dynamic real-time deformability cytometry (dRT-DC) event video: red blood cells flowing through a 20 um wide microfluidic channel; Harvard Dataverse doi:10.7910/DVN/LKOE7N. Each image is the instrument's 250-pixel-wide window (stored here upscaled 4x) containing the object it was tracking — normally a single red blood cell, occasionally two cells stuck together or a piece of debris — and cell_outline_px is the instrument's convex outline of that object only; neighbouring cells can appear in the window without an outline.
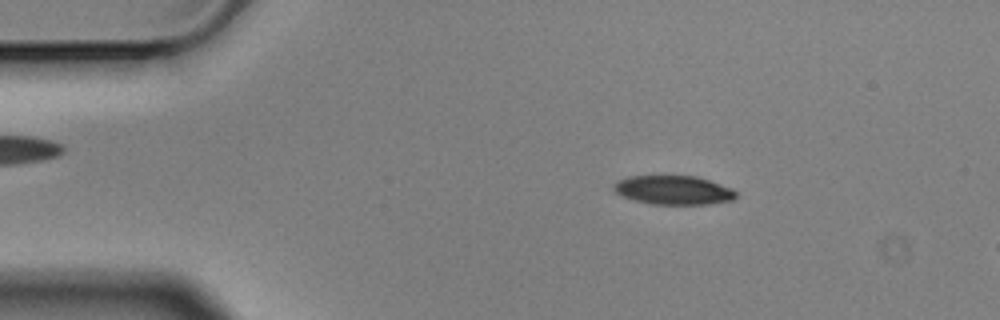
{"species": "Egyptian fruit bat (a non-hibernating species)", "species_latin": "Rousettus aegyptiacus", "temperature_condition": "cold", "stored_images_in_passage": 4, "camera_frame_rate_fps": 3000, "um_per_image_px": 0.085, "animal": {"sex": "male"}, "frame": {"image": 1, "passage_image": 2, "time_ms": 0.333, "image_size_px": [1000, 320], "cell_outline_px": [[736, 196], [732, 200], [708, 204], [652, 204], [636, 200], [624, 196], [616, 192], [612, 188], [612, 184], [616, 180], [628, 176], [696, 176], [732, 188], [736, 192]], "centroid_in_image_um": [57.22, 16.15], "position_along_channel_um": 27.8, "area_um2": 20.52}}
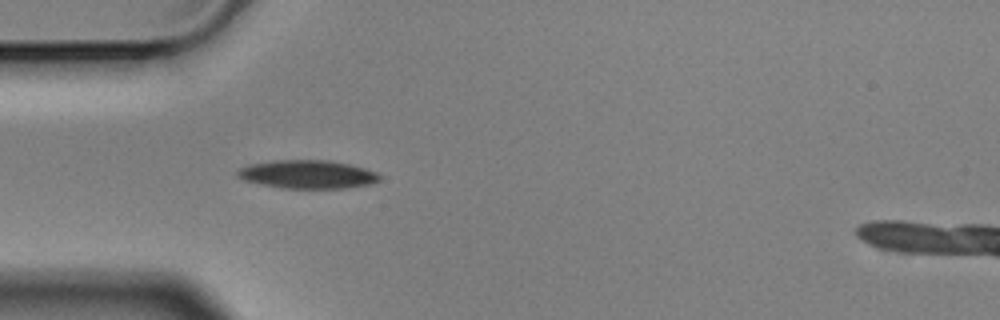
{"frame": {"image": 2, "passage_image": 4, "time_ms": 1.0, "image_size_px": [1000, 320], "cell_outline_px": [[380, 180], [368, 184], [344, 188], [280, 188], [260, 184], [244, 180], [236, 176], [236, 172], [240, 168], [248, 164], [272, 160], [328, 160], [348, 164], [364, 168], [376, 172], [380, 176]], "centroid_in_image_um": [26.08, 14.81], "position_along_channel_um": 58.9, "area_um2": 23.47}}